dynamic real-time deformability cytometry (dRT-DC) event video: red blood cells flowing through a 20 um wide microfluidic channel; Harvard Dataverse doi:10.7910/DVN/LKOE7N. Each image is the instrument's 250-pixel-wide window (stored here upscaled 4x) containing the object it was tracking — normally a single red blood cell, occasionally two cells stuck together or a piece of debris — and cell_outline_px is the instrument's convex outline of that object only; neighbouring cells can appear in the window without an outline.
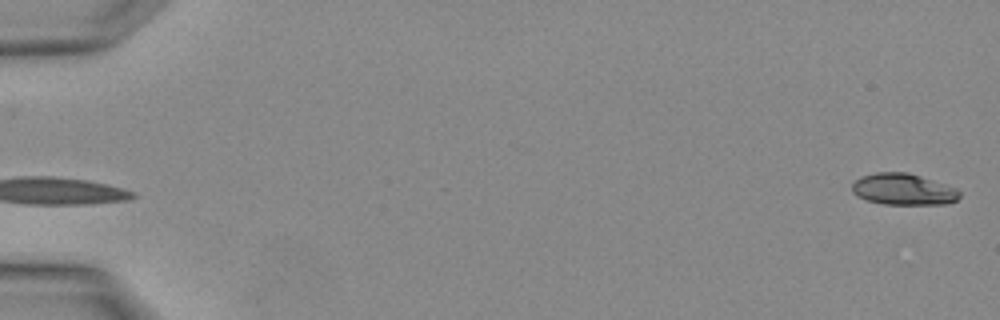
{"species": "Egyptian fruit bat (a non-hibernating species)", "species_latin": "Rousettus aegyptiacus", "temperature_condition": "warm", "stored_images_in_passage": 4, "camera_frame_rate_fps": 3000, "um_per_image_px": 0.085, "animal": {"sex": "female"}, "frame": {"image": 1, "passage_image": 1, "time_ms": 0.0, "image_size_px": [1000, 320], "cell_outline_px": [[960, 196], [956, 200], [944, 204], [884, 204], [868, 200], [852, 192], [852, 184], [860, 176], [876, 172], [908, 172], [956, 188], [960, 192]], "centroid_in_image_um": [76.77, 16.08], "position_along_channel_um": 8.2, "area_um2": 19.48}}